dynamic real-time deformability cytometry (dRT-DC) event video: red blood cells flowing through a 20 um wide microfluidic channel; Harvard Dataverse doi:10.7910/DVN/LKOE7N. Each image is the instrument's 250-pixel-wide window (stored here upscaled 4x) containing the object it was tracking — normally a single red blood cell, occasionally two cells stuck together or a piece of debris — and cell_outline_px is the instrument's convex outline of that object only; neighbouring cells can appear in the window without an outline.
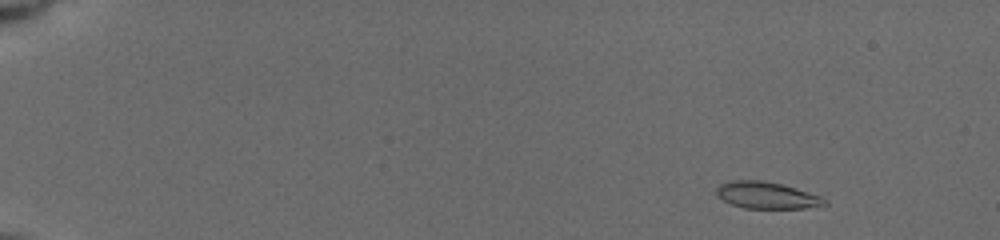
{"species": "common noctule bat (a hibernating species)", "species_latin": "Nyctalus noctula", "temperature_condition": "cold", "stored_images_in_passage": 24, "camera_frame_rate_fps": 3000, "um_per_image_px": 0.085, "animal": {"sex": "female", "body_mass_g": 19.5, "forearm_length_mm": 54.1}, "frame": {"image": 1, "passage_image": 1, "time_ms": 0.0, "image_size_px": [1000, 240], "cell_outline_px": [[828, 204], [804, 208], [744, 208], [732, 204], [716, 196], [716, 188], [720, 184], [728, 180], [760, 180], [780, 184], [796, 188], [820, 196], [828, 200]], "centroid_in_image_um": [65.15, 16.59], "position_along_channel_um": 19.9, "area_um2": 16.82}}
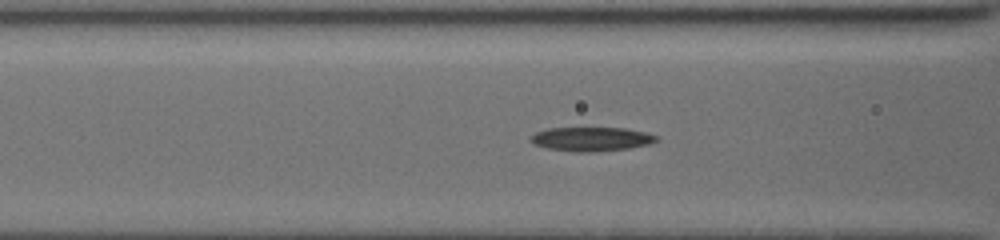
{"frame": {"image": 2, "passage_image": 18, "time_ms": 6.0, "image_size_px": [1000, 240], "cell_outline_px": [[660, 140], [648, 144], [628, 148], [592, 152], [576, 152], [548, 148], [532, 144], [528, 140], [536, 132], [548, 128], [628, 128], [660, 136]], "centroid_in_image_um": [50.28, 11.81], "position_along_channel_um": 116.3, "area_um2": 17.69}}
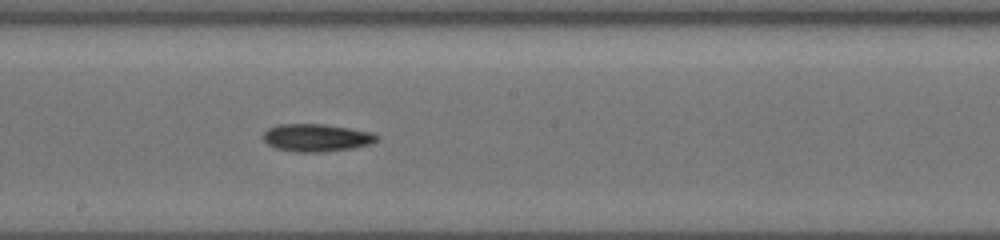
{"frame": {"image": 3, "passage_image": 24, "time_ms": 8.667, "image_size_px": [1000, 240], "cell_outline_px": [[380, 140], [372, 144], [352, 148], [324, 152], [296, 152], [276, 148], [268, 144], [264, 140], [264, 132], [268, 128], [276, 124], [324, 124], [372, 132], [380, 136]], "centroid_in_image_um": [26.94, 11.7], "position_along_channel_um": 221.3, "area_um2": 18.44}}